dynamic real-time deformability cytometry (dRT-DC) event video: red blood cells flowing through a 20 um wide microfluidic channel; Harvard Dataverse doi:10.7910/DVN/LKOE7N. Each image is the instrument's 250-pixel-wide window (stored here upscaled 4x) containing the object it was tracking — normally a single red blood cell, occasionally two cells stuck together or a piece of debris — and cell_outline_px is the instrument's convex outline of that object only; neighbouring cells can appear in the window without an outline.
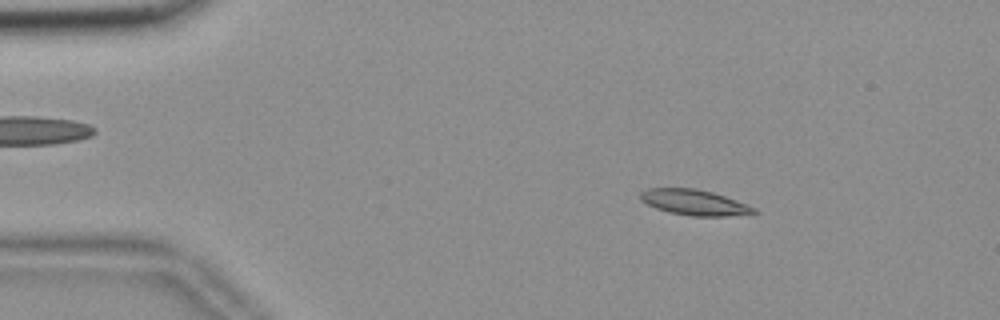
{"species": "common noctule bat (a hibernating species)", "species_latin": "Nyctalus noctula", "temperature_condition": "room temperature", "stored_images_in_passage": 55, "camera_frame_rate_fps": 3000, "um_per_image_px": 0.085, "animal": {"sex": "female", "body_mass_g": 18.4}, "frame": {"image": 1, "passage_image": 8, "time_ms": 2.333, "image_size_px": [1000, 320], "cell_outline_px": [[760, 212], [752, 216], [692, 216], [668, 212], [656, 208], [640, 200], [640, 192], [648, 188], [696, 188], [712, 192], [724, 196], [756, 208]], "centroid_in_image_um": [59.09, 17.22], "position_along_channel_um": 25.9, "area_um2": 17.17}}
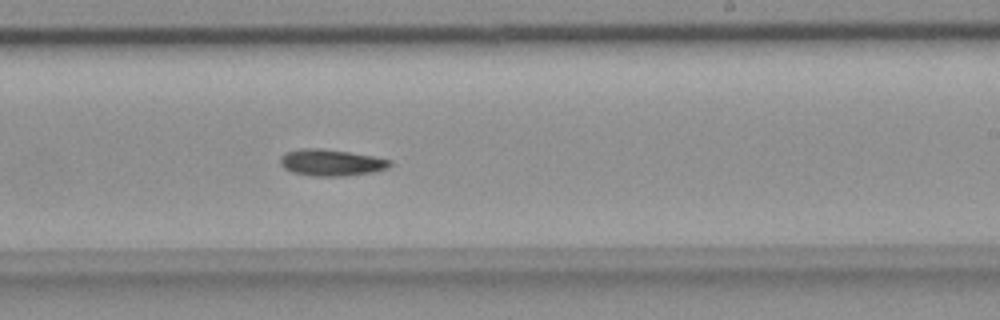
{"frame": {"image": 2, "passage_image": 33, "time_ms": 10.667, "image_size_px": [1000, 320], "cell_outline_px": [[392, 164], [388, 168], [376, 172], [344, 176], [312, 176], [292, 172], [284, 168], [280, 164], [280, 156], [284, 152], [300, 148], [320, 148], [348, 152], [372, 156], [392, 160]], "centroid_in_image_um": [28.14, 13.82], "position_along_channel_um": 260.9, "area_um2": 17.17}}
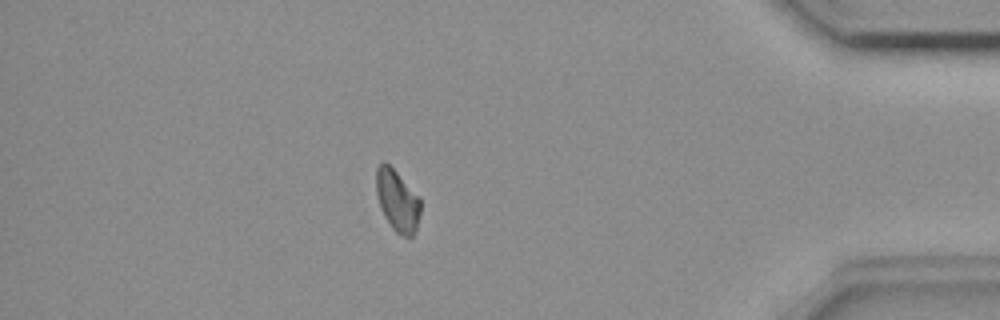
{"frame": {"image": 3, "passage_image": 48, "time_ms": 15.667, "image_size_px": [1000, 320], "cell_outline_px": [[420, 212], [416, 228], [412, 236], [404, 236], [396, 232], [392, 228], [384, 216], [380, 208], [376, 192], [376, 168], [380, 164], [388, 164], [420, 196]], "centroid_in_image_um": [33.77, 17.06], "position_along_channel_um": 401.4, "area_um2": 15.72}, "authors_computed_cell_mechanics": {"area_um2": 16.5308, "velocity_mm_per_s": 3.6274, "shape_relaxation_time_tau1_ms": 4.2526, "shape_relaxation_time_tau2_ms": null, "deformation_change_tau1": 0.1224, "deformation_change_tau2": null}}